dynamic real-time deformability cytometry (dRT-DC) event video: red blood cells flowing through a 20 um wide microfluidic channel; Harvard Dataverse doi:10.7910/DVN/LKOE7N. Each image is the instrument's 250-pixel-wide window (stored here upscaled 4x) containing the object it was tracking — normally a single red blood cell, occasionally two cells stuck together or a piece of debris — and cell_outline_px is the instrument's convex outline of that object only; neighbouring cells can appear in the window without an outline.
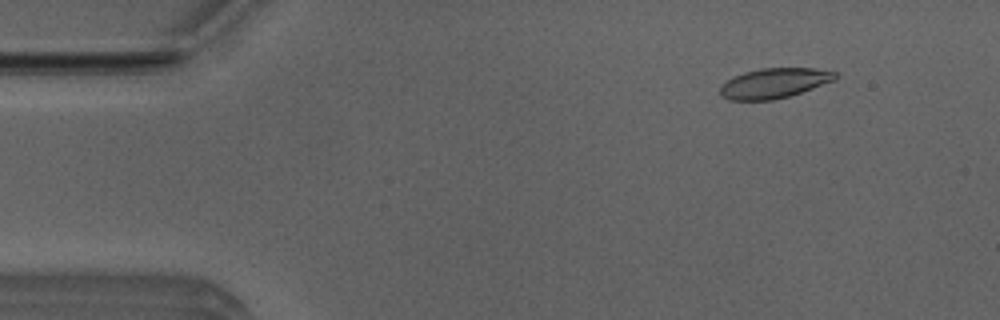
{"species": "Egyptian fruit bat (a non-hibernating species)", "species_latin": "Rousettus aegyptiacus", "temperature_condition": "room temperature", "stored_images_in_passage": 5, "camera_frame_rate_fps": 3000, "um_per_image_px": 0.085, "animal": {"sex": "male"}, "frame": {"image": 1, "passage_image": 2, "time_ms": 0.333, "image_size_px": [1000, 320], "cell_outline_px": [[836, 80], [788, 96], [772, 100], [728, 100], [720, 96], [720, 88], [728, 80], [744, 72], [760, 68], [816, 68], [836, 72]], "centroid_in_image_um": [65.8, 7.07], "position_along_channel_um": 19.2, "area_um2": 19.94}}